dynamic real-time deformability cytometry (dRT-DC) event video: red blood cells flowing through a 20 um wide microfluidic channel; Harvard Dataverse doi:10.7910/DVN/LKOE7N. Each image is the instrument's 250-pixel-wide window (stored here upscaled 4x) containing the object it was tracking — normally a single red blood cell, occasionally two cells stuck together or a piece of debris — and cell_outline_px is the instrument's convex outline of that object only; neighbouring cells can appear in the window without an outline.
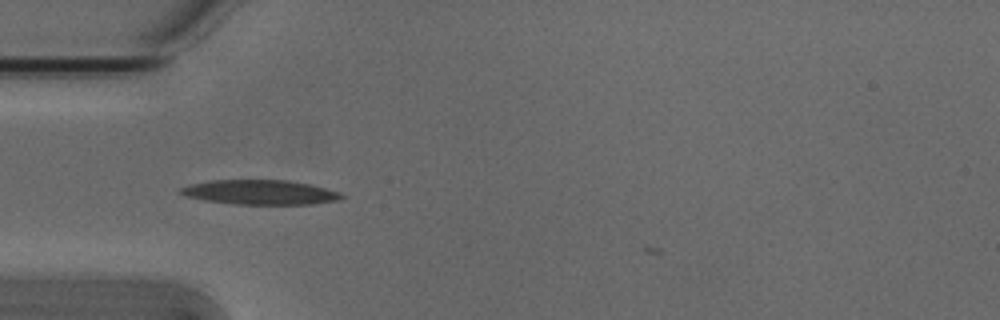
{"species": "Egyptian fruit bat (a non-hibernating species)", "species_latin": "Rousettus aegyptiacus", "temperature_condition": "cold", "stored_images_in_passage": 5, "camera_frame_rate_fps": 3000, "um_per_image_px": 0.085, "animal": {"sex": "male"}, "frame": {"image": 1, "passage_image": 1, "time_ms": 0.0, "image_size_px": [1000, 320], "cell_outline_px": [[344, 196], [340, 200], [312, 204], [236, 204], [204, 200], [184, 196], [176, 192], [180, 188], [188, 184], [208, 180], [288, 180], [308, 184], [340, 192]], "centroid_in_image_um": [22.04, 16.34], "position_along_channel_um": 63.0, "area_um2": 23.18}}
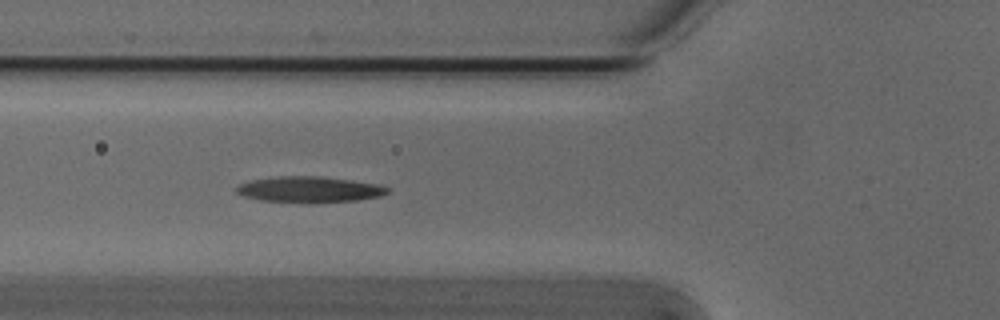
{"frame": {"image": 2, "passage_image": 4, "time_ms": 1.0, "image_size_px": [1000, 320], "cell_outline_px": [[392, 192], [380, 196], [360, 200], [312, 204], [308, 204], [260, 200], [244, 196], [236, 192], [236, 188], [240, 184], [252, 180], [280, 176], [320, 176], [352, 180], [380, 184], [392, 188]], "centroid_in_image_um": [26.39, 16.12], "position_along_channel_um": 99.4, "area_um2": 23.41}}